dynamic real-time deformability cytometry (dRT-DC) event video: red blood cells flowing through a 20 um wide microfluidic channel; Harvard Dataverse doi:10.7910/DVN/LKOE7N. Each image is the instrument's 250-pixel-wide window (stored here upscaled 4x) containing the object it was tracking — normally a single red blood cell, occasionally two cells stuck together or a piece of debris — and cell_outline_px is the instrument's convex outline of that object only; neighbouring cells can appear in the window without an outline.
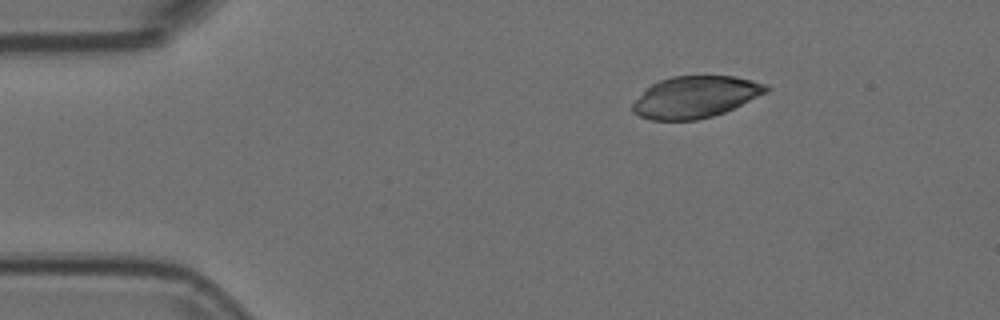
{"species": "Egyptian fruit bat (a non-hibernating species)", "species_latin": "Rousettus aegyptiacus", "temperature_condition": "room temperature", "stored_images_in_passage": 2, "camera_frame_rate_fps": 3000, "um_per_image_px": 0.085, "animal": {"sex": "female"}, "frame": {"image": 1, "passage_image": 1, "time_ms": 0.0, "image_size_px": [1000, 320], "cell_outline_px": [[772, 88], [768, 92], [724, 112], [712, 116], [696, 120], [652, 120], [640, 116], [632, 112], [632, 104], [652, 84], [660, 80], [672, 76], [732, 76], [752, 80], [768, 84]], "centroid_in_image_um": [59.14, 8.24], "position_along_channel_um": 25.9, "area_um2": 32.25}}